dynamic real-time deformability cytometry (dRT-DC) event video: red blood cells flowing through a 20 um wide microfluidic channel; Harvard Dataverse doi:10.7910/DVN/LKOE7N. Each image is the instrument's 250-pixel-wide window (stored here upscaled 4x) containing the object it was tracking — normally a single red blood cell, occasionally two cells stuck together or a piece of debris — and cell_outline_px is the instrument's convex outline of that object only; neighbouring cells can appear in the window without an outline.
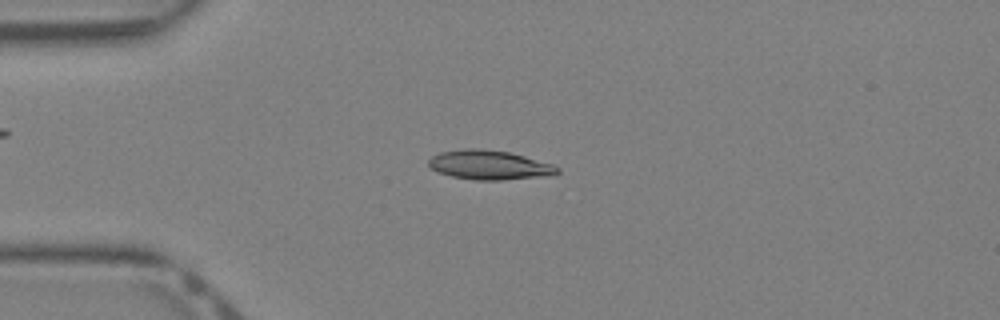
{"species": "Egyptian fruit bat (a non-hibernating species)", "species_latin": "Rousettus aegyptiacus", "temperature_condition": "warm", "stored_images_in_passage": 41, "camera_frame_rate_fps": 3000, "um_per_image_px": 0.085, "animal": {"sex": "female"}, "frame": {"image": 1, "passage_image": 10, "time_ms": 3.0, "image_size_px": [1000, 320], "cell_outline_px": [[560, 172], [548, 176], [500, 180], [476, 180], [452, 176], [436, 172], [428, 164], [428, 160], [432, 156], [440, 152], [464, 148], [480, 148], [508, 152], [524, 156], [552, 164], [560, 168]], "centroid_in_image_um": [41.58, 14.02], "position_along_channel_um": 43.4, "area_um2": 22.02}}
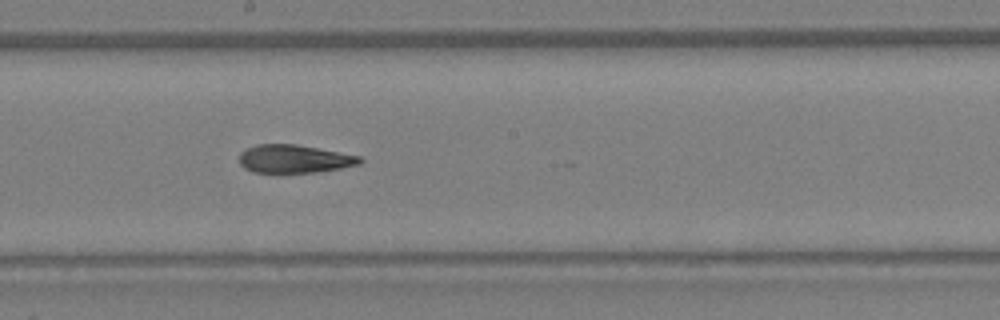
{"frame": {"image": 2, "passage_image": 22, "time_ms": 7.0, "image_size_px": [1000, 320], "cell_outline_px": [[364, 160], [360, 164], [340, 168], [316, 172], [280, 176], [252, 172], [244, 168], [240, 164], [240, 152], [256, 144], [296, 144], [360, 156]], "centroid_in_image_um": [24.96, 13.55], "position_along_channel_um": 223.2, "area_um2": 20.58}}
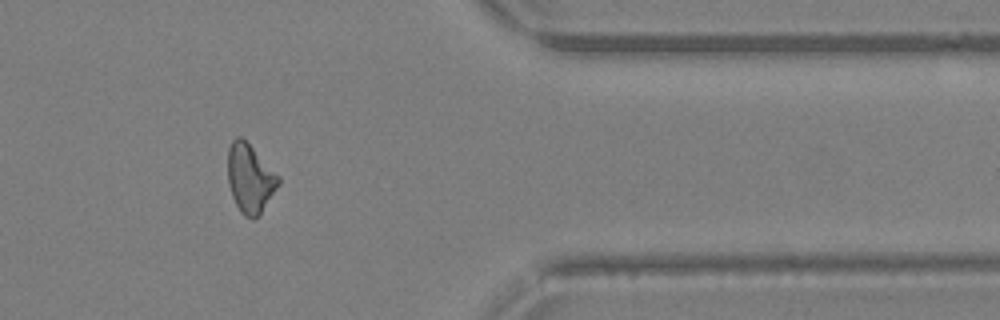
{"frame": {"image": 3, "passage_image": 33, "time_ms": 10.667, "image_size_px": [1000, 320], "cell_outline_px": [[280, 184], [260, 212], [252, 220], [244, 216], [240, 212], [232, 196], [228, 184], [228, 148], [232, 140], [236, 136], [240, 136], [280, 176]], "centroid_in_image_um": [21.23, 15.17], "position_along_channel_um": 390.2, "area_um2": 20.0}}